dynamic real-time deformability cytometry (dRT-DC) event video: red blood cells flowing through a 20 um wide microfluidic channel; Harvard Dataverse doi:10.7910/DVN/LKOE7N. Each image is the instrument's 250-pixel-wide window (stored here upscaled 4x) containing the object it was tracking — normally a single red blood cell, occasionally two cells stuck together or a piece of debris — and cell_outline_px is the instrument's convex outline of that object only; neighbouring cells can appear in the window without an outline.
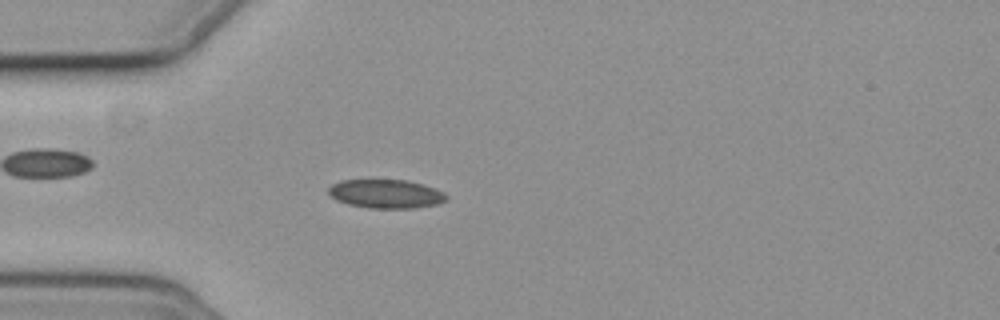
{"species": "common noctule bat (a hibernating species)", "species_latin": "Nyctalus noctula", "temperature_condition": "cold", "stored_images_in_passage": 52, "camera_frame_rate_fps": 3000, "um_per_image_px": 0.085, "animal": {"sex": "female", "body_mass_g": 19.3, "forearm_length_mm": 54.1}, "frame": {"image": 1, "passage_image": 11, "time_ms": 3.333, "image_size_px": [1000, 320], "cell_outline_px": [[448, 200], [440, 204], [412, 208], [368, 208], [348, 204], [336, 200], [328, 192], [328, 188], [332, 184], [340, 180], [408, 180], [444, 192], [448, 196]], "centroid_in_image_um": [32.81, 16.48], "position_along_channel_um": 52.2, "area_um2": 19.77}}
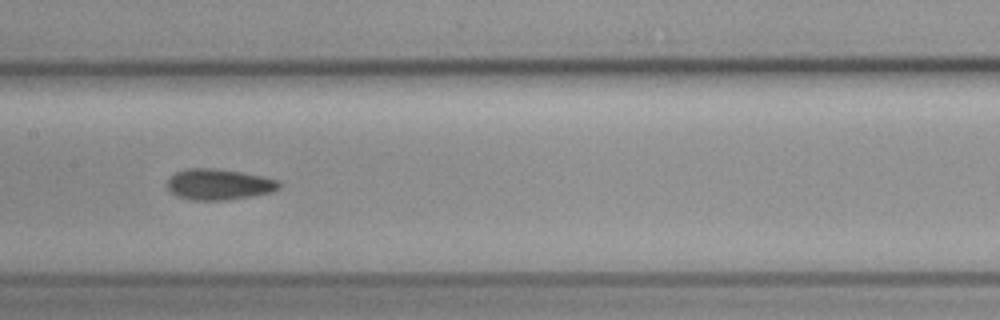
{"frame": {"image": 2, "passage_image": 23, "time_ms": 7.333, "image_size_px": [1000, 320], "cell_outline_px": [[280, 188], [268, 192], [252, 196], [228, 200], [188, 200], [176, 196], [168, 188], [168, 180], [176, 172], [188, 168], [216, 168], [240, 172], [280, 180]], "centroid_in_image_um": [18.59, 15.68], "position_along_channel_um": 188.8, "area_um2": 20.06}}
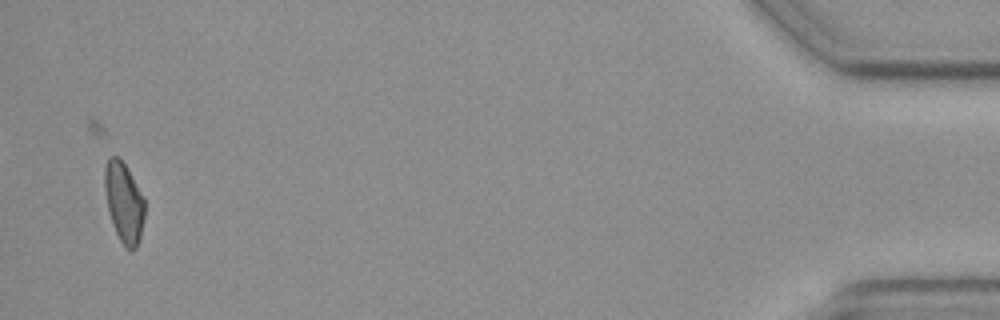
{"frame": {"image": 3, "passage_image": 50, "time_ms": 16.333, "image_size_px": [1000, 320], "cell_outline_px": [[144, 220], [140, 236], [136, 248], [132, 252], [124, 248], [112, 224], [108, 208], [104, 188], [104, 168], [108, 156], [116, 156], [124, 164], [144, 200]], "centroid_in_image_um": [10.51, 17.25], "position_along_channel_um": 424.7, "area_um2": 18.44}, "authors_computed_cell_mechanics": {"area_um2": 19.4786, "velocity_mm_per_s": 3.6554, "shape_relaxation_time_tau1_ms": null, "shape_relaxation_time_tau2_ms": 4.4259, "deformation_change_tau1": null, "deformation_change_tau2": 0.0824}}